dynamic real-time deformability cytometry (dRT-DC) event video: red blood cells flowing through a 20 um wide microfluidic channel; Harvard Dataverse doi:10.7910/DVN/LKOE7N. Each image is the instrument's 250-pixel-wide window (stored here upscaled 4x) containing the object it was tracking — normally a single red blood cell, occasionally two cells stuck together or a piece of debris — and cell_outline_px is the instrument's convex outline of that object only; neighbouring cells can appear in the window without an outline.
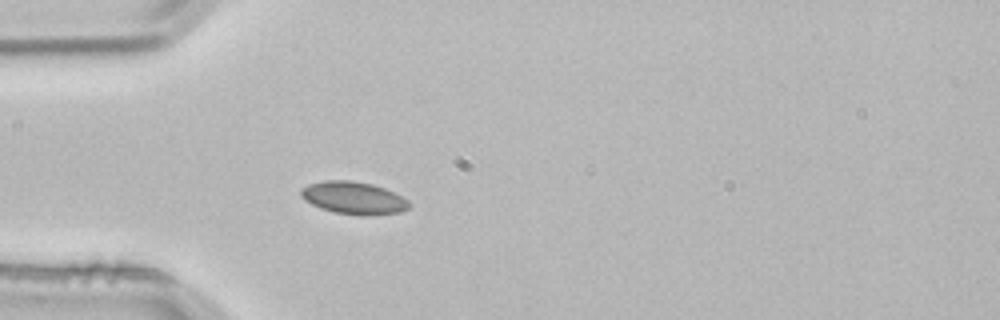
{"species": "common noctule bat (a hibernating species)", "species_latin": "Nyctalus noctula", "temperature_condition": "room temperature", "stored_images_in_passage": 3, "camera_frame_rate_fps": 3000, "um_per_image_px": 0.085, "animal": {"sex": "male", "body_mass_g": 21.5, "forearm_length_mm": 52.0}, "frame": {"image": 1, "passage_image": 3, "time_ms": 0.667, "image_size_px": [1000, 320], "cell_outline_px": [[412, 204], [408, 208], [400, 212], [368, 216], [360, 216], [336, 212], [320, 208], [304, 200], [300, 196], [300, 188], [308, 184], [324, 180], [352, 180], [372, 184], [384, 188], [408, 200]], "centroid_in_image_um": [30.03, 16.82], "position_along_channel_um": 55.0, "area_um2": 20.63}}